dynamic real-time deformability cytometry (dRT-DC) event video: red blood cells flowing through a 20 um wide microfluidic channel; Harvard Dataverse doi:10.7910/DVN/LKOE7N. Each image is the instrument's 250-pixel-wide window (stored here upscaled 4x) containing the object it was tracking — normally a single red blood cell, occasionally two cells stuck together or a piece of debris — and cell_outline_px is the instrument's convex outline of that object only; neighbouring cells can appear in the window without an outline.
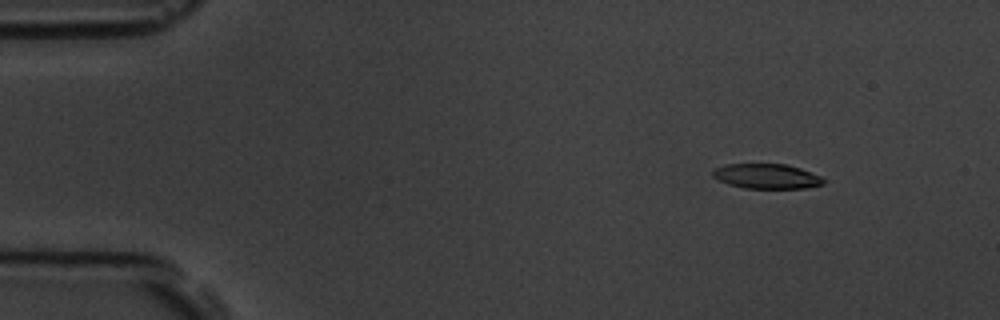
{"species": "common noctule bat (a hibernating species)", "species_latin": "Nyctalus noctula", "temperature_condition": "room temperature", "stored_images_in_passage": 4, "camera_frame_rate_fps": 3000, "um_per_image_px": 0.085, "animal": {"sex": "male", "body_mass_g": 19.5, "forearm_length_mm": 54.6}, "frame": {"image": 1, "passage_image": 2, "time_ms": 1.0, "image_size_px": [1000, 320], "cell_outline_px": [[824, 184], [804, 188], [744, 188], [728, 184], [712, 176], [712, 172], [716, 168], [724, 164], [784, 164], [800, 168], [820, 176], [824, 180]], "centroid_in_image_um": [65.15, 14.98], "position_along_channel_um": 19.8, "area_um2": 15.9}}
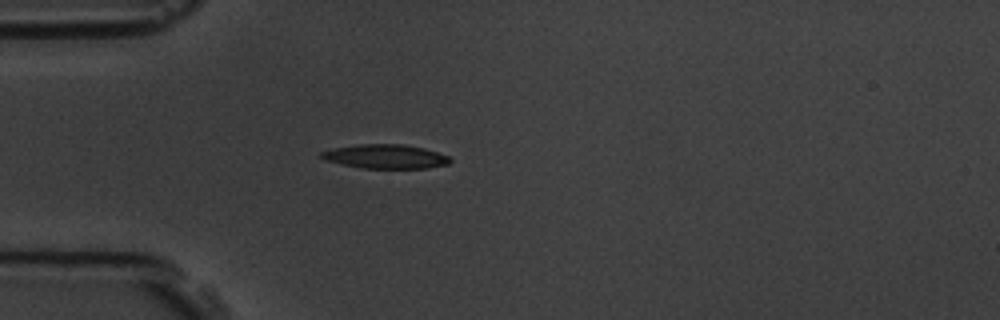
{"frame": {"image": 2, "passage_image": 4, "time_ms": 4.0, "image_size_px": [1000, 320], "cell_outline_px": [[452, 160], [448, 164], [428, 168], [360, 168], [324, 160], [320, 156], [320, 152], [332, 148], [360, 144], [400, 144], [424, 148], [448, 156]], "centroid_in_image_um": [32.74, 13.3], "position_along_channel_um": 52.3, "area_um2": 18.03}}